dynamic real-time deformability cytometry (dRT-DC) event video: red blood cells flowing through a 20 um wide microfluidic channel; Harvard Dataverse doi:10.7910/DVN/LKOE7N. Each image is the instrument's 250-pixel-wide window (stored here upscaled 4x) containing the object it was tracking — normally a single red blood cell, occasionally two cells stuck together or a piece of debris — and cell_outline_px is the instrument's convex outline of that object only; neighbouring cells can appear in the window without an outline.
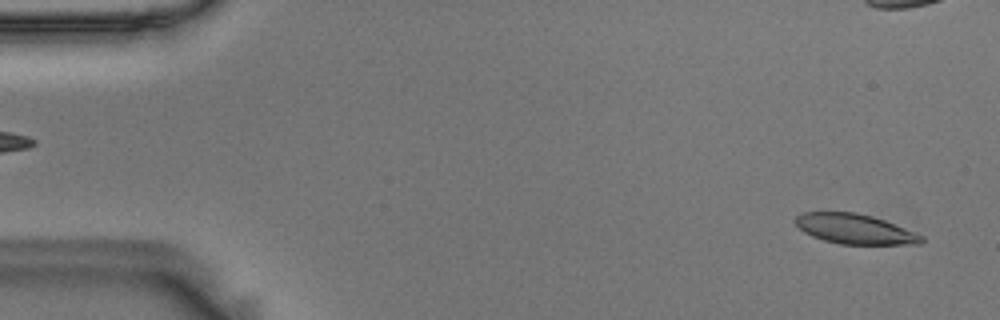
{"species": "Egyptian fruit bat (a non-hibernating species)", "species_latin": "Rousettus aegyptiacus", "temperature_condition": "room temperature", "stored_images_in_passage": 56, "camera_frame_rate_fps": 3000, "um_per_image_px": 0.085, "animal": {"sex": "male"}, "frame": {"image": 1, "passage_image": 2, "time_ms": 0.333, "image_size_px": [1000, 320], "cell_outline_px": [[924, 240], [920, 244], [840, 244], [824, 240], [812, 236], [804, 232], [792, 220], [796, 216], [804, 212], [856, 212], [872, 216], [884, 220], [924, 236]], "centroid_in_image_um": [72.64, 19.46], "position_along_channel_um": 12.4, "area_um2": 21.91}}
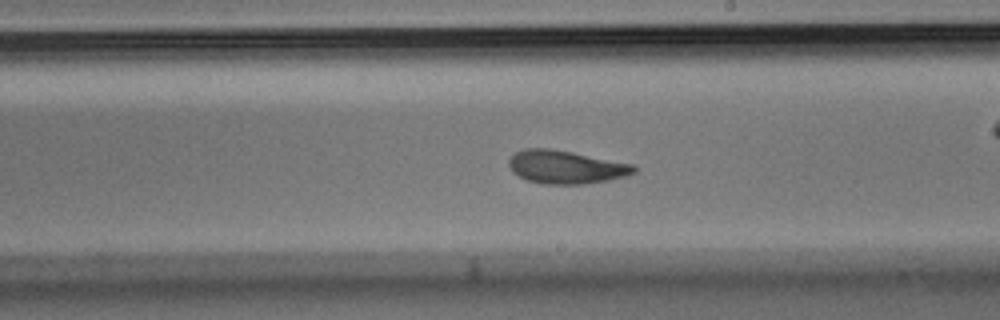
{"frame": {"image": 2, "passage_image": 31, "time_ms": 10.0, "image_size_px": [1000, 320], "cell_outline_px": [[636, 172], [628, 176], [608, 180], [584, 184], [544, 184], [528, 180], [512, 172], [508, 164], [508, 160], [516, 152], [524, 148], [552, 148], [632, 164], [636, 168]], "centroid_in_image_um": [48.09, 14.2], "position_along_channel_um": 240.9, "area_um2": 24.16}}
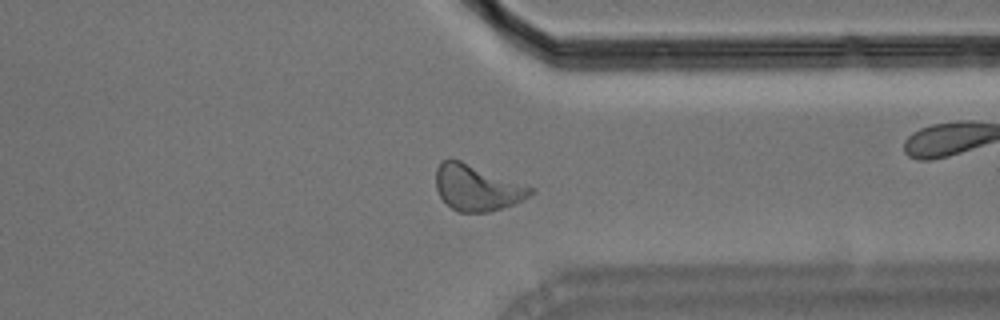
{"frame": {"image": 3, "passage_image": 42, "time_ms": 13.667, "image_size_px": [1000, 320], "cell_outline_px": [[536, 192], [512, 204], [488, 212], [460, 212], [452, 208], [440, 196], [436, 188], [436, 168], [440, 160], [452, 156], [536, 188]], "centroid_in_image_um": [40.53, 15.9], "position_along_channel_um": 370.9, "area_um2": 25.66}, "authors_computed_cell_mechanics": {"area_um2": 24.1604, "velocity_mm_per_s": 3.587, "shape_relaxation_time_tau1_ms": 5.1075, "shape_relaxation_time_tau2_ms": 3.1339, "deformation_change_tau1": 0.1552, "deformation_change_tau2": 0.0758}}